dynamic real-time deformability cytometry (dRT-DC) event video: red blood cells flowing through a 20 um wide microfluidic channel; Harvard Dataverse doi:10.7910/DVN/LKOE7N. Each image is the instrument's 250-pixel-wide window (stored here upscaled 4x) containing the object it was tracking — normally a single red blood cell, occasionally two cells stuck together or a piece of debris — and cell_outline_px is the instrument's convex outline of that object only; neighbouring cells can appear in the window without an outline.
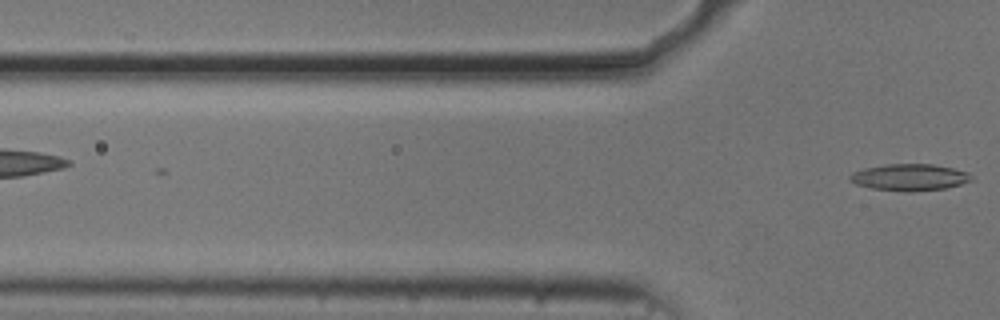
{"species": "common noctule bat (a hibernating species)", "species_latin": "Nyctalus noctula", "temperature_condition": "cold", "stored_images_in_passage": 14, "camera_frame_rate_fps": 3000, "um_per_image_px": 0.085, "animal": {"sex": "male", "body_mass_g": 20.5, "forearm_length_mm": 52.5}, "frame": {"image": 1, "passage_image": 14, "time_ms": 4.333, "image_size_px": [1000, 320], "cell_outline_px": [[972, 180], [960, 184], [944, 188], [912, 192], [904, 192], [872, 188], [856, 184], [848, 180], [848, 176], [852, 172], [864, 168], [884, 164], [932, 164], [952, 168], [968, 172], [972, 176]], "centroid_in_image_um": [77.27, 15.07], "position_along_channel_um": 48.5, "area_um2": 18.96}}